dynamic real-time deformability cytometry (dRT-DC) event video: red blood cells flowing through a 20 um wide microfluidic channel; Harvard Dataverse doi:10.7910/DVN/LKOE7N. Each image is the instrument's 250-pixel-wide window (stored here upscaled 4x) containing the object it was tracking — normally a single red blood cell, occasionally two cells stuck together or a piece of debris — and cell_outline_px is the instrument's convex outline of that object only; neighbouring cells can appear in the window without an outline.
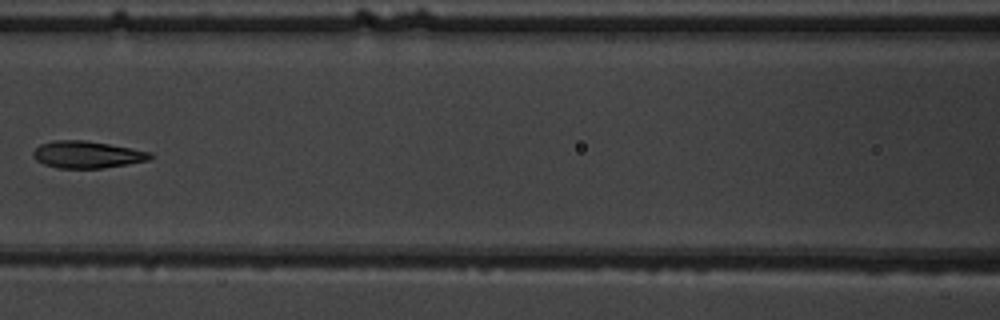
{"species": "common noctule bat (a hibernating species)", "species_latin": "Nyctalus noctula", "temperature_condition": "warm", "stored_images_in_passage": 7, "camera_frame_rate_fps": 3000, "um_per_image_px": 0.085, "animal": {"sex": "male", "body_mass_g": 19.5, "forearm_length_mm": 54.6}, "frame": {"image": 1, "passage_image": 7, "time_ms": 7.0, "image_size_px": [1000, 320], "cell_outline_px": [[152, 156], [148, 160], [128, 164], [104, 168], [56, 168], [44, 164], [36, 160], [32, 156], [32, 152], [40, 144], [52, 140], [84, 140], [108, 144], [152, 152]], "centroid_in_image_um": [7.36, 13.14], "position_along_channel_um": 159.2, "area_um2": 18.44}}